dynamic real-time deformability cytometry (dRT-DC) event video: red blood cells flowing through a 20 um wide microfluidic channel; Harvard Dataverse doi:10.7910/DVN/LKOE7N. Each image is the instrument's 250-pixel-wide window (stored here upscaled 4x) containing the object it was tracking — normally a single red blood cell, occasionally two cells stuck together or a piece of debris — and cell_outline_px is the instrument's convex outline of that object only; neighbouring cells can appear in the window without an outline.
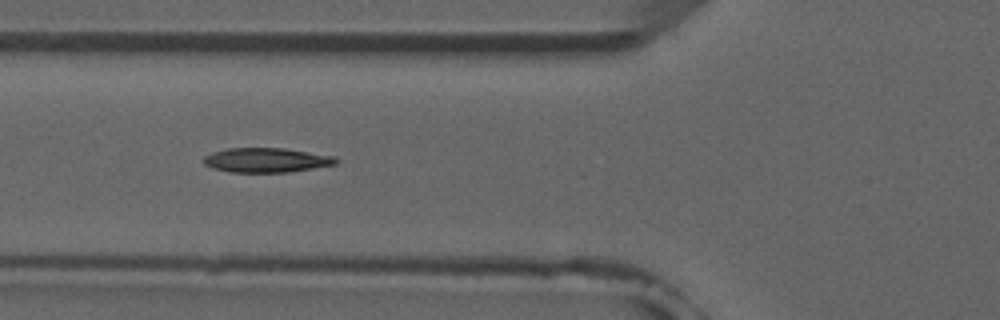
{"species": "common noctule bat (a hibernating species)", "species_latin": "Nyctalus noctula", "temperature_condition": "room temperature", "stored_images_in_passage": 9, "camera_frame_rate_fps": 3000, "um_per_image_px": 0.085, "animal": {"sex": "male", "forearm_length_mm": 52.5}, "frame": {"image": 1, "passage_image": 6, "time_ms": 5.667, "image_size_px": [1000, 320], "cell_outline_px": [[340, 160], [336, 164], [288, 172], [228, 172], [212, 168], [204, 164], [204, 156], [212, 152], [228, 148], [284, 148], [336, 156]], "centroid_in_image_um": [22.65, 13.6], "position_along_channel_um": 103.2, "area_um2": 18.96}}
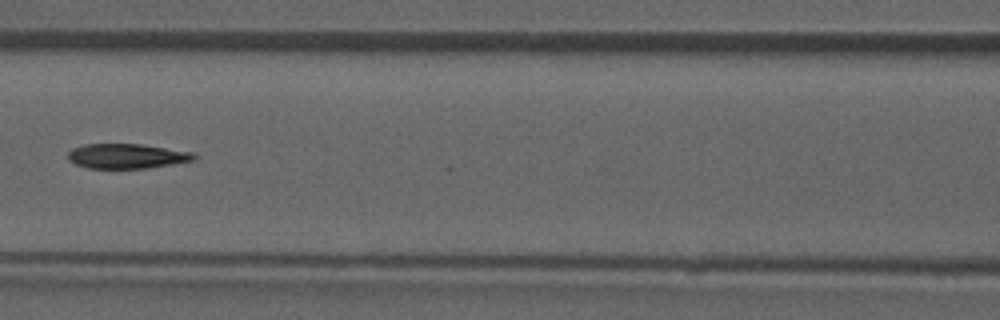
{"frame": {"image": 2, "passage_image": 7, "time_ms": 7.0, "image_size_px": [1000, 320], "cell_outline_px": [[196, 160], [148, 168], [88, 168], [76, 164], [68, 160], [68, 152], [72, 148], [84, 144], [140, 144], [196, 152]], "centroid_in_image_um": [10.8, 13.26], "position_along_channel_um": 155.8, "area_um2": 18.32}}